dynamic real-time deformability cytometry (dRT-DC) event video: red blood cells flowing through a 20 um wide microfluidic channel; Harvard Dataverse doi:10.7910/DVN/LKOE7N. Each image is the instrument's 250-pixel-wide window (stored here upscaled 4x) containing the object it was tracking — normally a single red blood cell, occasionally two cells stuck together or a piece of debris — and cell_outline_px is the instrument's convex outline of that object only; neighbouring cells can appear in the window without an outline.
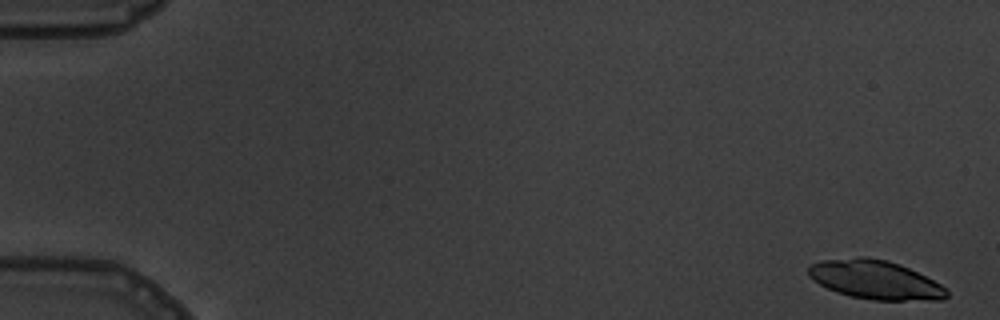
{"species": "common noctule bat (a hibernating species)", "species_latin": "Nyctalus noctula", "temperature_condition": "warm", "stored_images_in_passage": 6, "segment_of_instrument_passage": [1, 2], "camera_frame_rate_fps": 3000, "um_per_image_px": 0.085, "animal": {"sex": "male", "body_mass_g": 19.5, "forearm_length_mm": 54.6}, "frame": {"image": 1, "passage_image": 1, "time_ms": 0.0, "image_size_px": [1000, 320], "cell_outline_px": [[948, 296], [944, 300], [872, 300], [852, 296], [836, 292], [812, 280], [808, 276], [808, 268], [812, 264], [820, 260], [856, 256], [868, 256], [888, 260], [900, 264], [948, 288]], "centroid_in_image_um": [74.38, 23.77], "position_along_channel_um": 10.6, "area_um2": 31.5}}